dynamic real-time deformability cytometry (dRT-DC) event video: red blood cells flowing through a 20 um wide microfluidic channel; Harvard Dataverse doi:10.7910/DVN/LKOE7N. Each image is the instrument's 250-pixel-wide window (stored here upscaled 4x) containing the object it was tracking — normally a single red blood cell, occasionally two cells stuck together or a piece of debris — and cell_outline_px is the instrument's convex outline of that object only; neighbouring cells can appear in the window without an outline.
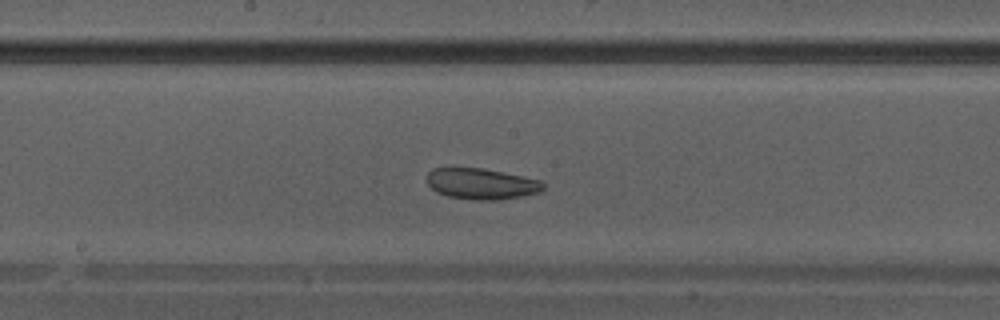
{"species": "Egyptian fruit bat (a non-hibernating species)", "species_latin": "Rousettus aegyptiacus", "temperature_condition": "warm", "stored_images_in_passage": 32, "camera_frame_rate_fps": 3000, "um_per_image_px": 0.085, "animal": {"sex": "male"}, "frame": {"image": 1, "passage_image": 14, "time_ms": 4.333, "image_size_px": [1000, 320], "cell_outline_px": [[544, 188], [540, 192], [524, 196], [496, 200], [476, 200], [448, 196], [436, 192], [428, 184], [428, 172], [432, 168], [480, 168], [540, 180], [544, 184]], "centroid_in_image_um": [40.92, 15.63], "position_along_channel_um": 207.3, "area_um2": 20.75}}